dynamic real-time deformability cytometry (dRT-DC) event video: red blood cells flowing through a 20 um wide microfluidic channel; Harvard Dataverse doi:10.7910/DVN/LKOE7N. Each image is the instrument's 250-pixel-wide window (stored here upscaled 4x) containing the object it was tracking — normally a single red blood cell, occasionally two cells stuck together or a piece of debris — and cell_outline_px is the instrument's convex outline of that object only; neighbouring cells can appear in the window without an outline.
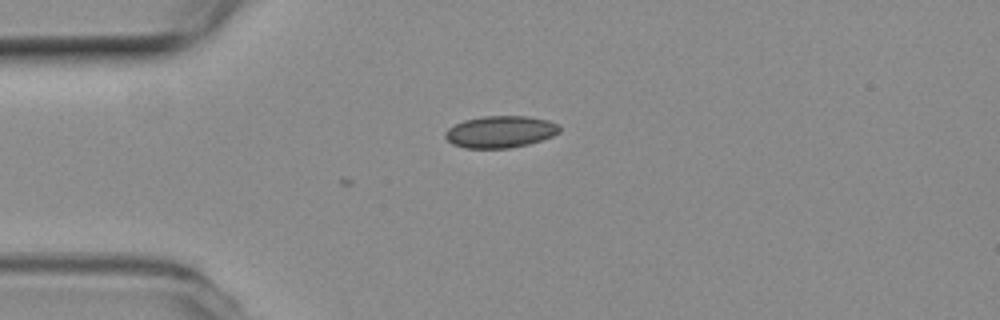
{"species": "common noctule bat (a hibernating species)", "species_latin": "Nyctalus noctula", "temperature_condition": "room temperature", "stored_images_in_passage": 7, "camera_frame_rate_fps": 3000, "um_per_image_px": 0.085, "animal": {"sex": "female", "body_mass_g": 19.3, "forearm_length_mm": 54.1}, "frame": {"image": 1, "passage_image": 1, "time_ms": 0.0, "image_size_px": [1000, 320], "cell_outline_px": [[560, 132], [552, 136], [528, 144], [508, 148], [464, 148], [452, 144], [444, 136], [444, 132], [448, 128], [464, 120], [484, 116], [528, 116], [548, 120], [560, 124]], "centroid_in_image_um": [42.53, 11.2], "position_along_channel_um": 42.5, "area_um2": 21.27}}
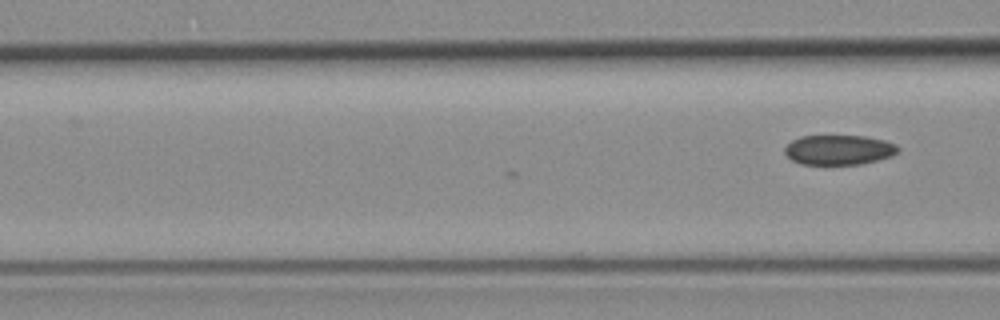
{"frame": {"image": 2, "passage_image": 7, "time_ms": 2.0, "image_size_px": [1000, 320], "cell_outline_px": [[900, 148], [892, 156], [860, 164], [800, 164], [792, 160], [784, 152], [784, 148], [792, 140], [800, 136], [864, 136], [884, 140], [896, 144]], "centroid_in_image_um": [71.29, 12.73], "position_along_channel_um": 95.3, "area_um2": 19.59}}